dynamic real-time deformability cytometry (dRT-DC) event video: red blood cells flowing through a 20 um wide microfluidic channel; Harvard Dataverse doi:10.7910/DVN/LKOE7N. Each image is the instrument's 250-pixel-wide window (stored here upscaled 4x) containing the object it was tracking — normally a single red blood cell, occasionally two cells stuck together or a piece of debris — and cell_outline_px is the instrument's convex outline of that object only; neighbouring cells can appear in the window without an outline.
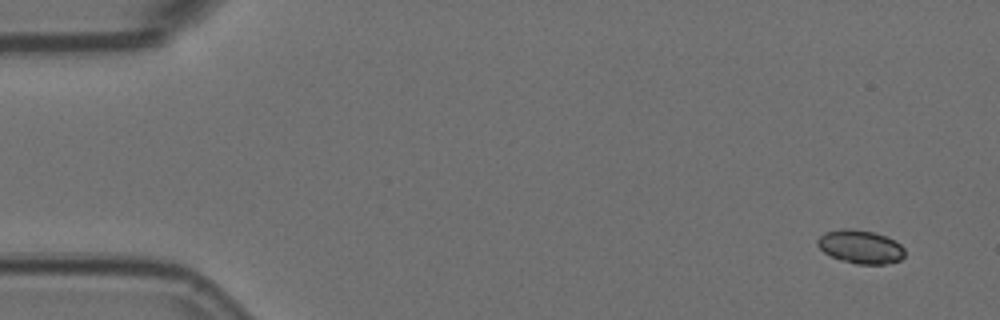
{"species": "Egyptian fruit bat (a non-hibernating species)", "species_latin": "Rousettus aegyptiacus", "temperature_condition": "room temperature", "stored_images_in_passage": 5, "camera_frame_rate_fps": 3000, "um_per_image_px": 0.085, "animal": {"sex": "female"}, "frame": {"image": 1, "passage_image": 1, "time_ms": 0.0, "image_size_px": [1000, 320], "cell_outline_px": [[904, 256], [900, 260], [884, 264], [856, 264], [840, 260], [824, 252], [816, 244], [816, 240], [820, 236], [828, 232], [844, 228], [872, 232], [884, 236], [900, 244], [904, 248]], "centroid_in_image_um": [73.13, 20.99], "position_along_channel_um": 11.9, "area_um2": 16.7}}